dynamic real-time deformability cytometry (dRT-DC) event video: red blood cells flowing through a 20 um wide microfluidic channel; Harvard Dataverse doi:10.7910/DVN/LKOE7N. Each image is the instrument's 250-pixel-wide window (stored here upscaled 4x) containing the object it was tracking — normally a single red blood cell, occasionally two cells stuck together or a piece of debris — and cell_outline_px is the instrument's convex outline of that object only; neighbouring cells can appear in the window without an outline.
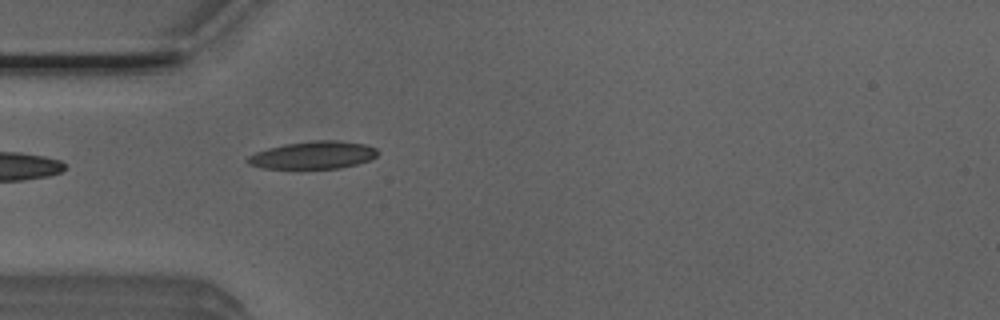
{"species": "Egyptian fruit bat (a non-hibernating species)", "species_latin": "Rousettus aegyptiacus", "temperature_condition": "room temperature", "stored_images_in_passage": 1, "camera_frame_rate_fps": 3000, "um_per_image_px": 0.085, "animal": {"sex": "male"}, "frame": {"image": 1, "passage_image": 1, "time_ms": 0.0, "image_size_px": [1000, 320], "cell_outline_px": [[380, 152], [372, 160], [340, 168], [264, 168], [248, 164], [244, 160], [248, 156], [256, 152], [268, 148], [284, 144], [312, 140], [336, 140], [364, 144], [376, 148]], "centroid_in_image_um": [26.63, 13.18], "position_along_channel_um": 58.4, "area_um2": 20.98}}